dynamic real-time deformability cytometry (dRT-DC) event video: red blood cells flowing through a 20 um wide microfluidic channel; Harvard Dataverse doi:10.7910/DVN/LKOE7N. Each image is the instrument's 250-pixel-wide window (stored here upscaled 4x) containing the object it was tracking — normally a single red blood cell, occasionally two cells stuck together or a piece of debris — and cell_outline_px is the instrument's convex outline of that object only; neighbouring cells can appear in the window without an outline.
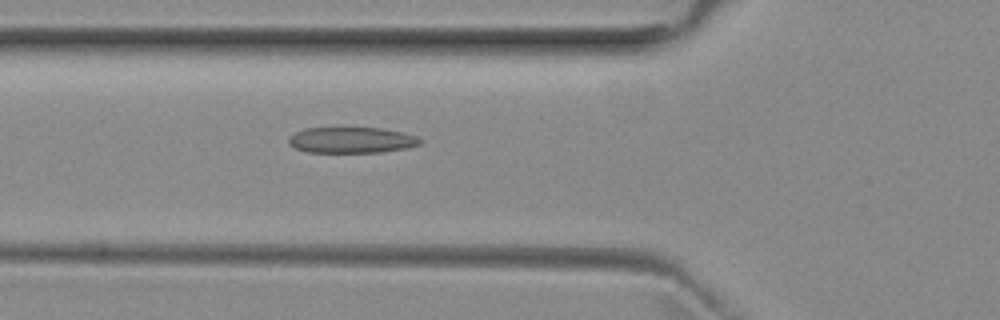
{"species": "common noctule bat (a hibernating species)", "species_latin": "Nyctalus noctula", "temperature_condition": "room temperature", "stored_images_in_passage": 51, "camera_frame_rate_fps": 3000, "um_per_image_px": 0.085, "animal": {"sex": "female", "body_mass_g": 29.2, "forearm_length_mm": 56.3}, "frame": {"image": 1, "passage_image": 18, "time_ms": 5.667, "image_size_px": [1000, 320], "cell_outline_px": [[420, 144], [408, 148], [380, 152], [308, 152], [296, 148], [288, 144], [288, 136], [304, 128], [340, 124], [380, 128], [400, 132], [416, 136], [420, 140]], "centroid_in_image_um": [29.79, 11.85], "position_along_channel_um": 96.0, "area_um2": 20.81}}
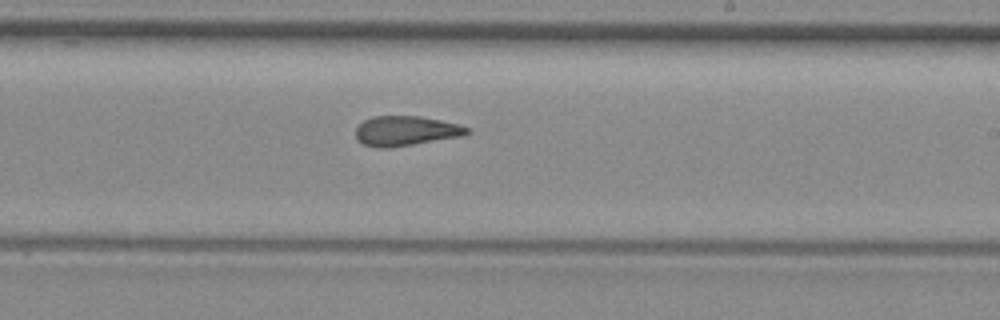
{"frame": {"image": 2, "passage_image": 30, "time_ms": 9.667, "image_size_px": [1000, 320], "cell_outline_px": [[472, 132], [464, 136], [388, 148], [376, 148], [364, 144], [356, 136], [356, 128], [364, 120], [372, 116], [420, 116], [460, 124], [468, 128]], "centroid_in_image_um": [34.53, 11.12], "position_along_channel_um": 254.5, "area_um2": 19.36}}
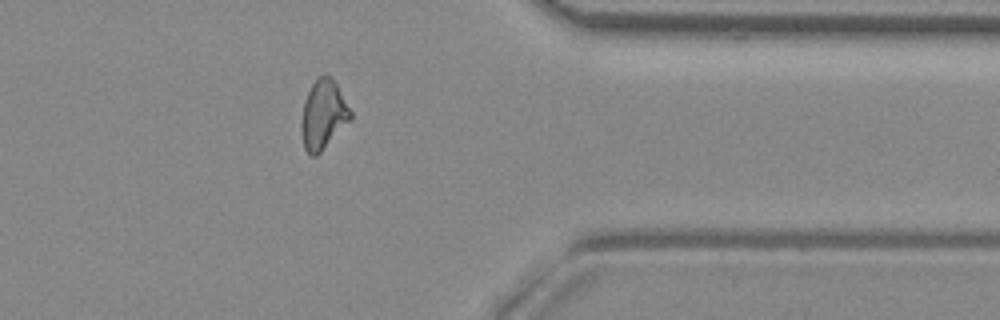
{"frame": {"image": 3, "passage_image": 41, "time_ms": 13.333, "image_size_px": [1000, 320], "cell_outline_px": [[352, 116], [320, 152], [316, 156], [312, 156], [304, 148], [300, 124], [304, 100], [316, 76], [328, 76], [336, 84], [352, 112]], "centroid_in_image_um": [27.44, 9.73], "position_along_channel_um": 384.0, "area_um2": 19.25}, "authors_computed_cell_mechanics": {"area_um2": 19.8254, "velocity_mm_per_s": 3.9595, "shape_relaxation_time_tau1_ms": null, "shape_relaxation_time_tau2_ms": 2.772, "deformation_change_tau1": null, "deformation_change_tau2": 0.1024}}